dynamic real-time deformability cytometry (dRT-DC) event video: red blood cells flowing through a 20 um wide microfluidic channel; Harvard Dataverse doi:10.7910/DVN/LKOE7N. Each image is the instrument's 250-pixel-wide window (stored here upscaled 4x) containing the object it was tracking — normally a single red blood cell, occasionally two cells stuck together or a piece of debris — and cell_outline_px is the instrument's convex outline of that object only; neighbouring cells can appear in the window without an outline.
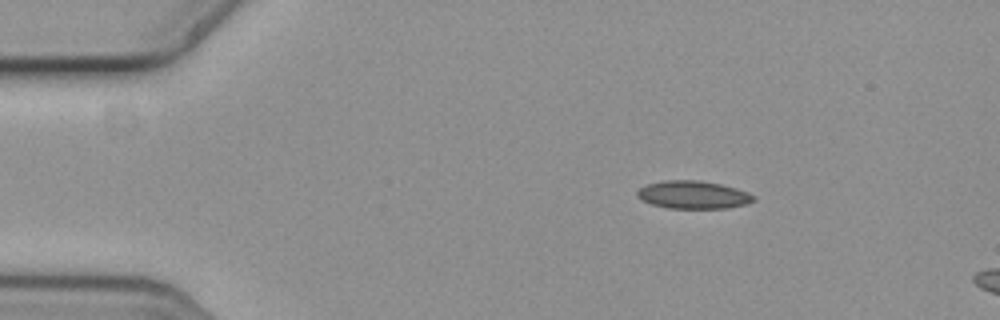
{"species": "common noctule bat (a hibernating species)", "species_latin": "Nyctalus noctula", "temperature_condition": "cold", "stored_images_in_passage": 15, "camera_frame_rate_fps": 3000, "um_per_image_px": 0.085, "animal": {"sex": "female", "body_mass_g": 19.3, "forearm_length_mm": 54.1}, "frame": {"image": 1, "passage_image": 9, "time_ms": 2.667, "image_size_px": [1000, 320], "cell_outline_px": [[756, 200], [748, 204], [728, 208], [668, 208], [652, 204], [636, 196], [636, 192], [640, 188], [648, 184], [664, 180], [700, 180], [720, 184], [736, 188], [748, 192], [756, 196]], "centroid_in_image_um": [58.97, 16.56], "position_along_channel_um": 26.0, "area_um2": 18.96}}